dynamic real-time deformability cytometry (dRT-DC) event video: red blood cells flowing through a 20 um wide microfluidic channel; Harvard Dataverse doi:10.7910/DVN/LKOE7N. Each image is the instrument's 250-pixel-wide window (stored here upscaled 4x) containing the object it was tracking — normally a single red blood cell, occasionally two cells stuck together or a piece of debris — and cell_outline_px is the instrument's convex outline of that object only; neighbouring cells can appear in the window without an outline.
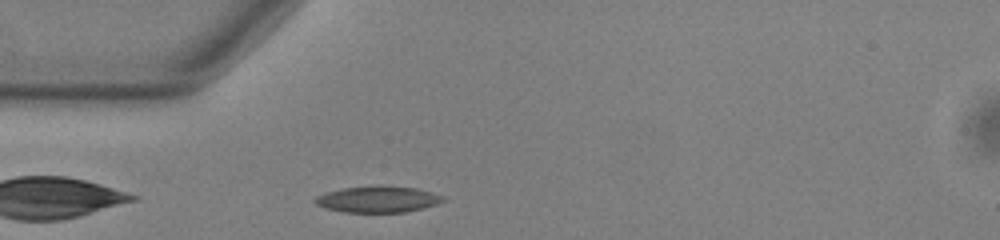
{"species": "common noctule bat (a hibernating species)", "species_latin": "Nyctalus noctula", "temperature_condition": "warm", "stored_images_in_passage": 41, "camera_frame_rate_fps": 3000, "um_per_image_px": 0.085, "animal": {"sex": "male", "body_mass_g": 13.0, "forearm_length_mm": 53.1}, "frame": {"image": 1, "passage_image": 4, "time_ms": 1.0, "image_size_px": [1000, 240], "cell_outline_px": [[444, 200], [436, 204], [404, 212], [344, 212], [324, 208], [316, 204], [312, 200], [316, 196], [324, 192], [340, 188], [372, 184], [380, 184], [416, 188], [432, 192], [444, 196]], "centroid_in_image_um": [32.04, 16.9], "position_along_channel_um": 53.0, "area_um2": 20.06}}
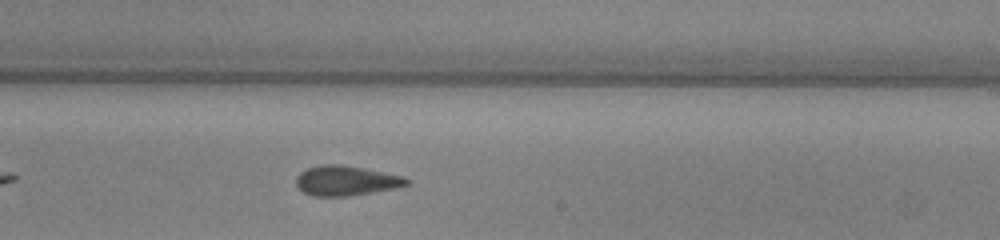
{"frame": {"image": 2, "passage_image": 21, "time_ms": 6.667, "image_size_px": [1000, 240], "cell_outline_px": [[412, 180], [408, 184], [392, 188], [372, 192], [348, 196], [312, 196], [296, 188], [296, 176], [300, 172], [308, 168], [320, 164], [340, 164], [364, 168], [384, 172], [400, 176]], "centroid_in_image_um": [29.35, 15.35], "position_along_channel_um": 259.6, "area_um2": 19.19}}
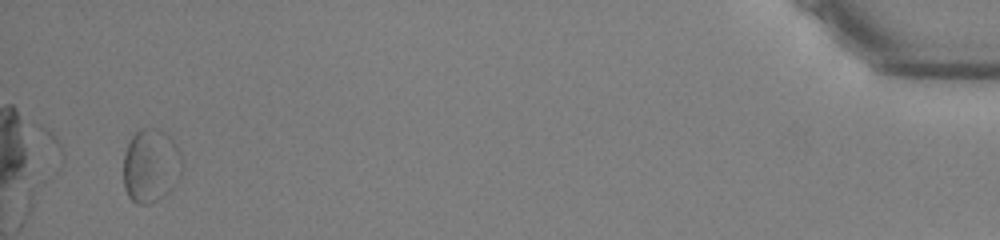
{"frame": {"image": 3, "passage_image": 41, "time_ms": 13.333, "image_size_px": [1000, 240], "cell_outline_px": [[184, 168], [180, 176], [172, 188], [168, 192], [156, 200], [148, 204], [136, 204], [128, 196], [124, 188], [124, 152], [132, 136], [140, 128], [160, 128], [172, 136], [176, 144], [184, 164]], "centroid_in_image_um": [12.84, 14.05], "position_along_channel_um": 422.4, "area_um2": 25.61}, "authors_computed_cell_mechanics": {"area_um2": 18.9584, "velocity_mm_per_s": 3.7673, "shape_relaxation_time_tau1_ms": 5.3435, "shape_relaxation_time_tau2_ms": 4.3477, "deformation_change_tau1": 0.1163, "deformation_change_tau2": 0.1315}}